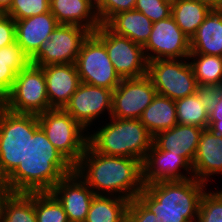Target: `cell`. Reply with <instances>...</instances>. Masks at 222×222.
I'll return each instance as SVG.
<instances>
[{
	"instance_id": "obj_1",
	"label": "cell",
	"mask_w": 222,
	"mask_h": 222,
	"mask_svg": "<svg viewBox=\"0 0 222 222\" xmlns=\"http://www.w3.org/2000/svg\"><path fill=\"white\" fill-rule=\"evenodd\" d=\"M74 171L95 195L135 199L144 188L142 163L135 158L109 156L87 145Z\"/></svg>"
},
{
	"instance_id": "obj_2",
	"label": "cell",
	"mask_w": 222,
	"mask_h": 222,
	"mask_svg": "<svg viewBox=\"0 0 222 222\" xmlns=\"http://www.w3.org/2000/svg\"><path fill=\"white\" fill-rule=\"evenodd\" d=\"M74 166L39 127L27 141L26 158L5 179L14 193L50 192Z\"/></svg>"
},
{
	"instance_id": "obj_3",
	"label": "cell",
	"mask_w": 222,
	"mask_h": 222,
	"mask_svg": "<svg viewBox=\"0 0 222 222\" xmlns=\"http://www.w3.org/2000/svg\"><path fill=\"white\" fill-rule=\"evenodd\" d=\"M207 184L194 177L182 181L145 184L136 199L158 222H197L200 200Z\"/></svg>"
},
{
	"instance_id": "obj_4",
	"label": "cell",
	"mask_w": 222,
	"mask_h": 222,
	"mask_svg": "<svg viewBox=\"0 0 222 222\" xmlns=\"http://www.w3.org/2000/svg\"><path fill=\"white\" fill-rule=\"evenodd\" d=\"M107 119L109 122L101 120L105 124L99 123L100 127L88 132V145L99 154L135 158L142 163L153 143L147 128L139 119Z\"/></svg>"
},
{
	"instance_id": "obj_5",
	"label": "cell",
	"mask_w": 222,
	"mask_h": 222,
	"mask_svg": "<svg viewBox=\"0 0 222 222\" xmlns=\"http://www.w3.org/2000/svg\"><path fill=\"white\" fill-rule=\"evenodd\" d=\"M38 116L19 114L0 104V177L7 178L26 158L27 141L39 128Z\"/></svg>"
},
{
	"instance_id": "obj_6",
	"label": "cell",
	"mask_w": 222,
	"mask_h": 222,
	"mask_svg": "<svg viewBox=\"0 0 222 222\" xmlns=\"http://www.w3.org/2000/svg\"><path fill=\"white\" fill-rule=\"evenodd\" d=\"M39 126L48 140L75 166L88 145V132L62 108L38 115Z\"/></svg>"
},
{
	"instance_id": "obj_7",
	"label": "cell",
	"mask_w": 222,
	"mask_h": 222,
	"mask_svg": "<svg viewBox=\"0 0 222 222\" xmlns=\"http://www.w3.org/2000/svg\"><path fill=\"white\" fill-rule=\"evenodd\" d=\"M7 110L19 114L40 115L49 110L43 68L29 64L16 76L12 90L0 102Z\"/></svg>"
},
{
	"instance_id": "obj_8",
	"label": "cell",
	"mask_w": 222,
	"mask_h": 222,
	"mask_svg": "<svg viewBox=\"0 0 222 222\" xmlns=\"http://www.w3.org/2000/svg\"><path fill=\"white\" fill-rule=\"evenodd\" d=\"M147 76L157 94L172 100L184 98L200 90L188 58L149 61Z\"/></svg>"
},
{
	"instance_id": "obj_9",
	"label": "cell",
	"mask_w": 222,
	"mask_h": 222,
	"mask_svg": "<svg viewBox=\"0 0 222 222\" xmlns=\"http://www.w3.org/2000/svg\"><path fill=\"white\" fill-rule=\"evenodd\" d=\"M75 64L81 83L114 90L122 80L105 45L93 33L83 42Z\"/></svg>"
},
{
	"instance_id": "obj_10",
	"label": "cell",
	"mask_w": 222,
	"mask_h": 222,
	"mask_svg": "<svg viewBox=\"0 0 222 222\" xmlns=\"http://www.w3.org/2000/svg\"><path fill=\"white\" fill-rule=\"evenodd\" d=\"M93 34L105 45L112 65L121 79L147 75L148 61L143 46L113 33L104 24Z\"/></svg>"
},
{
	"instance_id": "obj_11",
	"label": "cell",
	"mask_w": 222,
	"mask_h": 222,
	"mask_svg": "<svg viewBox=\"0 0 222 222\" xmlns=\"http://www.w3.org/2000/svg\"><path fill=\"white\" fill-rule=\"evenodd\" d=\"M92 32L77 25L59 24L43 42L31 64L44 67L51 64L76 63L83 42Z\"/></svg>"
},
{
	"instance_id": "obj_12",
	"label": "cell",
	"mask_w": 222,
	"mask_h": 222,
	"mask_svg": "<svg viewBox=\"0 0 222 222\" xmlns=\"http://www.w3.org/2000/svg\"><path fill=\"white\" fill-rule=\"evenodd\" d=\"M113 90L97 87L87 83H80L69 102L63 108L85 130L91 129L100 122L103 115L111 117ZM89 127V128H88Z\"/></svg>"
},
{
	"instance_id": "obj_13",
	"label": "cell",
	"mask_w": 222,
	"mask_h": 222,
	"mask_svg": "<svg viewBox=\"0 0 222 222\" xmlns=\"http://www.w3.org/2000/svg\"><path fill=\"white\" fill-rule=\"evenodd\" d=\"M156 95L157 91L147 75L122 79L113 90L111 117L139 119Z\"/></svg>"
},
{
	"instance_id": "obj_14",
	"label": "cell",
	"mask_w": 222,
	"mask_h": 222,
	"mask_svg": "<svg viewBox=\"0 0 222 222\" xmlns=\"http://www.w3.org/2000/svg\"><path fill=\"white\" fill-rule=\"evenodd\" d=\"M143 49L148 62L156 59L188 58L190 38L170 16L153 23L152 32Z\"/></svg>"
},
{
	"instance_id": "obj_15",
	"label": "cell",
	"mask_w": 222,
	"mask_h": 222,
	"mask_svg": "<svg viewBox=\"0 0 222 222\" xmlns=\"http://www.w3.org/2000/svg\"><path fill=\"white\" fill-rule=\"evenodd\" d=\"M192 177V165L184 157L171 151L160 150L152 143L142 162V182L144 185L161 181H182Z\"/></svg>"
},
{
	"instance_id": "obj_16",
	"label": "cell",
	"mask_w": 222,
	"mask_h": 222,
	"mask_svg": "<svg viewBox=\"0 0 222 222\" xmlns=\"http://www.w3.org/2000/svg\"><path fill=\"white\" fill-rule=\"evenodd\" d=\"M50 193L62 205L69 222H84L95 196L75 171L63 177Z\"/></svg>"
},
{
	"instance_id": "obj_17",
	"label": "cell",
	"mask_w": 222,
	"mask_h": 222,
	"mask_svg": "<svg viewBox=\"0 0 222 222\" xmlns=\"http://www.w3.org/2000/svg\"><path fill=\"white\" fill-rule=\"evenodd\" d=\"M42 68L45 75L49 109H63L81 83L76 64H51Z\"/></svg>"
},
{
	"instance_id": "obj_18",
	"label": "cell",
	"mask_w": 222,
	"mask_h": 222,
	"mask_svg": "<svg viewBox=\"0 0 222 222\" xmlns=\"http://www.w3.org/2000/svg\"><path fill=\"white\" fill-rule=\"evenodd\" d=\"M192 169L193 177L207 185L211 178L222 175V136L203 129Z\"/></svg>"
},
{
	"instance_id": "obj_19",
	"label": "cell",
	"mask_w": 222,
	"mask_h": 222,
	"mask_svg": "<svg viewBox=\"0 0 222 222\" xmlns=\"http://www.w3.org/2000/svg\"><path fill=\"white\" fill-rule=\"evenodd\" d=\"M15 25L16 43L32 59L40 50L43 42L50 38L59 23L49 11L23 20H15Z\"/></svg>"
},
{
	"instance_id": "obj_20",
	"label": "cell",
	"mask_w": 222,
	"mask_h": 222,
	"mask_svg": "<svg viewBox=\"0 0 222 222\" xmlns=\"http://www.w3.org/2000/svg\"><path fill=\"white\" fill-rule=\"evenodd\" d=\"M203 128L195 125L176 124L153 137V143L160 149L184 157L191 165Z\"/></svg>"
},
{
	"instance_id": "obj_21",
	"label": "cell",
	"mask_w": 222,
	"mask_h": 222,
	"mask_svg": "<svg viewBox=\"0 0 222 222\" xmlns=\"http://www.w3.org/2000/svg\"><path fill=\"white\" fill-rule=\"evenodd\" d=\"M50 12L59 24L77 25L92 33L101 25L95 0H50Z\"/></svg>"
},
{
	"instance_id": "obj_22",
	"label": "cell",
	"mask_w": 222,
	"mask_h": 222,
	"mask_svg": "<svg viewBox=\"0 0 222 222\" xmlns=\"http://www.w3.org/2000/svg\"><path fill=\"white\" fill-rule=\"evenodd\" d=\"M190 54L222 56V10H211L190 39Z\"/></svg>"
},
{
	"instance_id": "obj_23",
	"label": "cell",
	"mask_w": 222,
	"mask_h": 222,
	"mask_svg": "<svg viewBox=\"0 0 222 222\" xmlns=\"http://www.w3.org/2000/svg\"><path fill=\"white\" fill-rule=\"evenodd\" d=\"M104 25L113 33L144 46L152 32L153 22L133 9L112 16Z\"/></svg>"
},
{
	"instance_id": "obj_24",
	"label": "cell",
	"mask_w": 222,
	"mask_h": 222,
	"mask_svg": "<svg viewBox=\"0 0 222 222\" xmlns=\"http://www.w3.org/2000/svg\"><path fill=\"white\" fill-rule=\"evenodd\" d=\"M210 90L198 92L175 100L178 124L195 125L203 129L209 125Z\"/></svg>"
},
{
	"instance_id": "obj_25",
	"label": "cell",
	"mask_w": 222,
	"mask_h": 222,
	"mask_svg": "<svg viewBox=\"0 0 222 222\" xmlns=\"http://www.w3.org/2000/svg\"><path fill=\"white\" fill-rule=\"evenodd\" d=\"M139 120L153 137L161 131L173 128L178 124L175 100L157 94Z\"/></svg>"
},
{
	"instance_id": "obj_26",
	"label": "cell",
	"mask_w": 222,
	"mask_h": 222,
	"mask_svg": "<svg viewBox=\"0 0 222 222\" xmlns=\"http://www.w3.org/2000/svg\"><path fill=\"white\" fill-rule=\"evenodd\" d=\"M31 63L16 42L0 48V102L12 90L17 74Z\"/></svg>"
},
{
	"instance_id": "obj_27",
	"label": "cell",
	"mask_w": 222,
	"mask_h": 222,
	"mask_svg": "<svg viewBox=\"0 0 222 222\" xmlns=\"http://www.w3.org/2000/svg\"><path fill=\"white\" fill-rule=\"evenodd\" d=\"M130 200L114 195H95L84 222H127Z\"/></svg>"
},
{
	"instance_id": "obj_28",
	"label": "cell",
	"mask_w": 222,
	"mask_h": 222,
	"mask_svg": "<svg viewBox=\"0 0 222 222\" xmlns=\"http://www.w3.org/2000/svg\"><path fill=\"white\" fill-rule=\"evenodd\" d=\"M211 10L196 0H172V13L175 23L190 39L203 23Z\"/></svg>"
},
{
	"instance_id": "obj_29",
	"label": "cell",
	"mask_w": 222,
	"mask_h": 222,
	"mask_svg": "<svg viewBox=\"0 0 222 222\" xmlns=\"http://www.w3.org/2000/svg\"><path fill=\"white\" fill-rule=\"evenodd\" d=\"M188 59L200 89L211 91L222 86V56L189 54Z\"/></svg>"
},
{
	"instance_id": "obj_30",
	"label": "cell",
	"mask_w": 222,
	"mask_h": 222,
	"mask_svg": "<svg viewBox=\"0 0 222 222\" xmlns=\"http://www.w3.org/2000/svg\"><path fill=\"white\" fill-rule=\"evenodd\" d=\"M1 222H37L34 192L13 193L5 203Z\"/></svg>"
},
{
	"instance_id": "obj_31",
	"label": "cell",
	"mask_w": 222,
	"mask_h": 222,
	"mask_svg": "<svg viewBox=\"0 0 222 222\" xmlns=\"http://www.w3.org/2000/svg\"><path fill=\"white\" fill-rule=\"evenodd\" d=\"M37 222H69L62 205L50 192H34Z\"/></svg>"
},
{
	"instance_id": "obj_32",
	"label": "cell",
	"mask_w": 222,
	"mask_h": 222,
	"mask_svg": "<svg viewBox=\"0 0 222 222\" xmlns=\"http://www.w3.org/2000/svg\"><path fill=\"white\" fill-rule=\"evenodd\" d=\"M222 189V188H221ZM205 191L201 197L197 222H222V190Z\"/></svg>"
},
{
	"instance_id": "obj_33",
	"label": "cell",
	"mask_w": 222,
	"mask_h": 222,
	"mask_svg": "<svg viewBox=\"0 0 222 222\" xmlns=\"http://www.w3.org/2000/svg\"><path fill=\"white\" fill-rule=\"evenodd\" d=\"M50 11V0H13L6 15L23 20Z\"/></svg>"
},
{
	"instance_id": "obj_34",
	"label": "cell",
	"mask_w": 222,
	"mask_h": 222,
	"mask_svg": "<svg viewBox=\"0 0 222 222\" xmlns=\"http://www.w3.org/2000/svg\"><path fill=\"white\" fill-rule=\"evenodd\" d=\"M134 9L155 23L171 16L172 0H136Z\"/></svg>"
},
{
	"instance_id": "obj_35",
	"label": "cell",
	"mask_w": 222,
	"mask_h": 222,
	"mask_svg": "<svg viewBox=\"0 0 222 222\" xmlns=\"http://www.w3.org/2000/svg\"><path fill=\"white\" fill-rule=\"evenodd\" d=\"M136 0H95V9L101 24H105L112 16L133 10Z\"/></svg>"
},
{
	"instance_id": "obj_36",
	"label": "cell",
	"mask_w": 222,
	"mask_h": 222,
	"mask_svg": "<svg viewBox=\"0 0 222 222\" xmlns=\"http://www.w3.org/2000/svg\"><path fill=\"white\" fill-rule=\"evenodd\" d=\"M127 222H158L154 213L147 210L136 198L129 202Z\"/></svg>"
},
{
	"instance_id": "obj_37",
	"label": "cell",
	"mask_w": 222,
	"mask_h": 222,
	"mask_svg": "<svg viewBox=\"0 0 222 222\" xmlns=\"http://www.w3.org/2000/svg\"><path fill=\"white\" fill-rule=\"evenodd\" d=\"M16 42L15 20L6 15L0 20V48Z\"/></svg>"
},
{
	"instance_id": "obj_38",
	"label": "cell",
	"mask_w": 222,
	"mask_h": 222,
	"mask_svg": "<svg viewBox=\"0 0 222 222\" xmlns=\"http://www.w3.org/2000/svg\"><path fill=\"white\" fill-rule=\"evenodd\" d=\"M209 118H222V86L210 91Z\"/></svg>"
},
{
	"instance_id": "obj_39",
	"label": "cell",
	"mask_w": 222,
	"mask_h": 222,
	"mask_svg": "<svg viewBox=\"0 0 222 222\" xmlns=\"http://www.w3.org/2000/svg\"><path fill=\"white\" fill-rule=\"evenodd\" d=\"M13 193V190L6 182L5 178L0 177V222L4 212L5 203Z\"/></svg>"
},
{
	"instance_id": "obj_40",
	"label": "cell",
	"mask_w": 222,
	"mask_h": 222,
	"mask_svg": "<svg viewBox=\"0 0 222 222\" xmlns=\"http://www.w3.org/2000/svg\"><path fill=\"white\" fill-rule=\"evenodd\" d=\"M208 128L213 133L222 136V118H209Z\"/></svg>"
},
{
	"instance_id": "obj_41",
	"label": "cell",
	"mask_w": 222,
	"mask_h": 222,
	"mask_svg": "<svg viewBox=\"0 0 222 222\" xmlns=\"http://www.w3.org/2000/svg\"><path fill=\"white\" fill-rule=\"evenodd\" d=\"M206 5L210 10H222V0H196Z\"/></svg>"
},
{
	"instance_id": "obj_42",
	"label": "cell",
	"mask_w": 222,
	"mask_h": 222,
	"mask_svg": "<svg viewBox=\"0 0 222 222\" xmlns=\"http://www.w3.org/2000/svg\"><path fill=\"white\" fill-rule=\"evenodd\" d=\"M12 2L13 0H0V7L7 11L11 6Z\"/></svg>"
},
{
	"instance_id": "obj_43",
	"label": "cell",
	"mask_w": 222,
	"mask_h": 222,
	"mask_svg": "<svg viewBox=\"0 0 222 222\" xmlns=\"http://www.w3.org/2000/svg\"><path fill=\"white\" fill-rule=\"evenodd\" d=\"M6 16V11L0 7V20Z\"/></svg>"
}]
</instances>
